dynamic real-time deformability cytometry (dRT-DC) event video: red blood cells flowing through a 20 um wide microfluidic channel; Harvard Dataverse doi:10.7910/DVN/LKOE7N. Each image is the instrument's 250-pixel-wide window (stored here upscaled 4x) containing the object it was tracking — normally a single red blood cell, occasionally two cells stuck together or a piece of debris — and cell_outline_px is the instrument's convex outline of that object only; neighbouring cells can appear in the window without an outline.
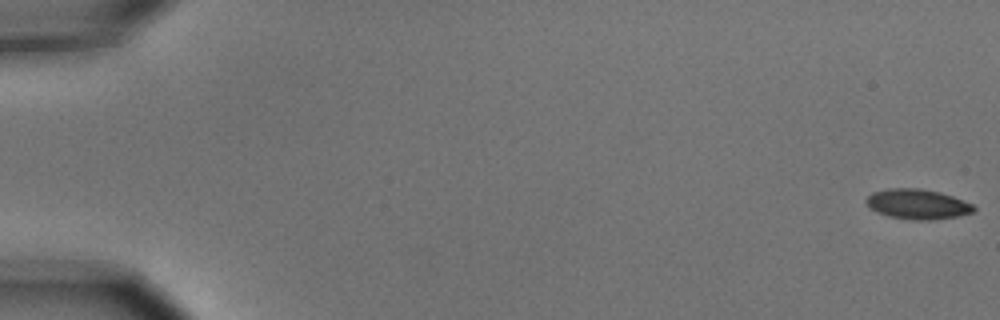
{"species": "common noctule bat (a hibernating species)", "species_latin": "Nyctalus noctula", "temperature_condition": "cold", "stored_images_in_passage": 6, "camera_frame_rate_fps": 3000, "um_per_image_px": 0.085, "animal": {"sex": "male", "body_mass_g": 15.6}, "frame": {"image": 1, "passage_image": 1, "time_ms": 0.0, "image_size_px": [1000, 320], "cell_outline_px": [[976, 208], [972, 212], [956, 216], [932, 220], [916, 220], [888, 216], [876, 212], [868, 208], [864, 200], [872, 192], [888, 188], [920, 188], [940, 192], [952, 196], [972, 204]], "centroid_in_image_um": [77.93, 17.34], "position_along_channel_um": 7.1, "area_um2": 18.84}}
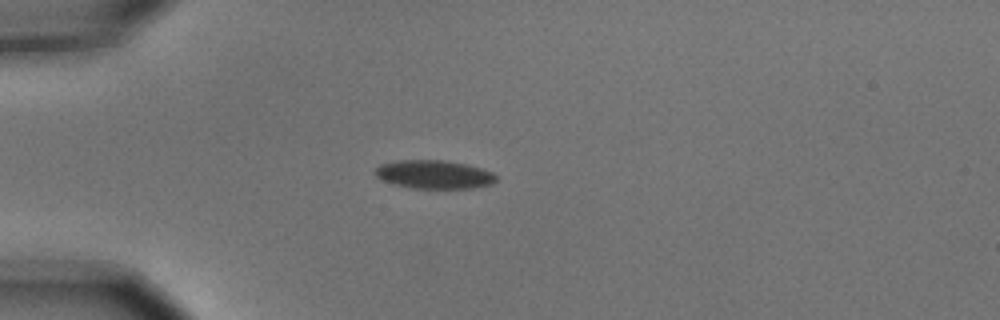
{"frame": {"image": 2, "passage_image": 5, "time_ms": 1.333, "image_size_px": [1000, 320], "cell_outline_px": [[496, 180], [492, 184], [472, 188], [412, 188], [396, 184], [384, 180], [376, 176], [372, 172], [380, 164], [396, 160], [444, 160], [484, 168], [492, 172], [496, 176]], "centroid_in_image_um": [36.9, 14.82], "position_along_channel_um": 48.1, "area_um2": 20.06}}